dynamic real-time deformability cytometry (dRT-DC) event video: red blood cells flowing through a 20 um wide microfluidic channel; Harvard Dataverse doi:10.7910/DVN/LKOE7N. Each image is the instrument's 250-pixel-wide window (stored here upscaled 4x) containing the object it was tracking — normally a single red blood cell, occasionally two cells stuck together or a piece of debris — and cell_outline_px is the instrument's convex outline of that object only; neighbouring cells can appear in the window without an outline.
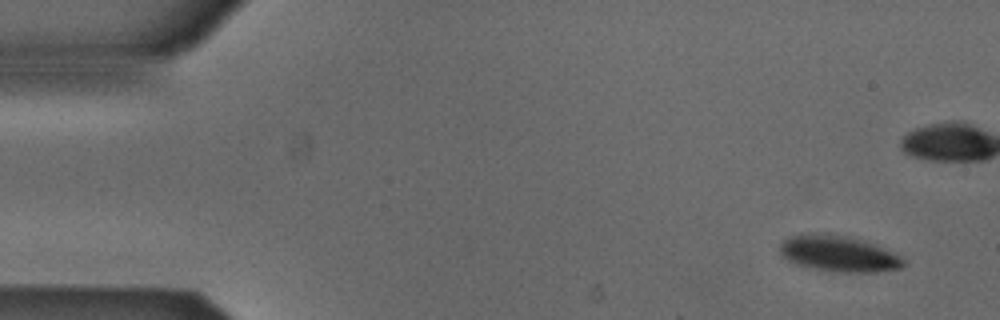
{"species": "Egyptian fruit bat (a non-hibernating species)", "species_latin": "Rousettus aegyptiacus", "temperature_condition": "cold", "stored_images_in_passage": 6, "camera_frame_rate_fps": 3000, "um_per_image_px": 0.085, "animal": {"sex": "male"}, "frame": {"image": 1, "passage_image": 1, "time_ms": 0.0, "image_size_px": [1000, 320], "cell_outline_px": [[904, 264], [900, 268], [876, 272], [832, 272], [812, 268], [796, 264], [784, 260], [780, 256], [780, 244], [788, 236], [804, 232], [828, 232], [876, 244], [900, 256], [904, 260]], "centroid_in_image_um": [71.2, 21.54], "position_along_channel_um": 13.8, "area_um2": 26.41}}
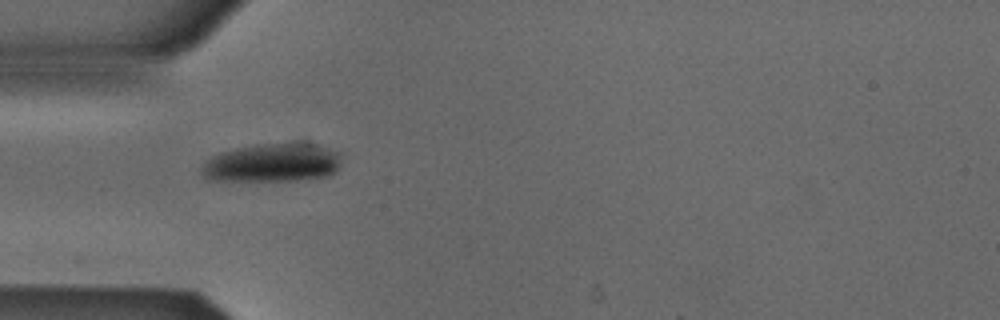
{"frame": {"image": 2, "passage_image": 5, "time_ms": 1.333, "image_size_px": [1000, 320], "cell_outline_px": [[340, 164], [336, 172], [328, 176], [308, 180], [204, 180], [200, 172], [200, 168], [204, 160], [220, 152], [256, 144], [296, 140], [316, 144], [340, 152]], "centroid_in_image_um": [23.16, 13.81], "position_along_channel_um": 61.8, "area_um2": 32.48}}
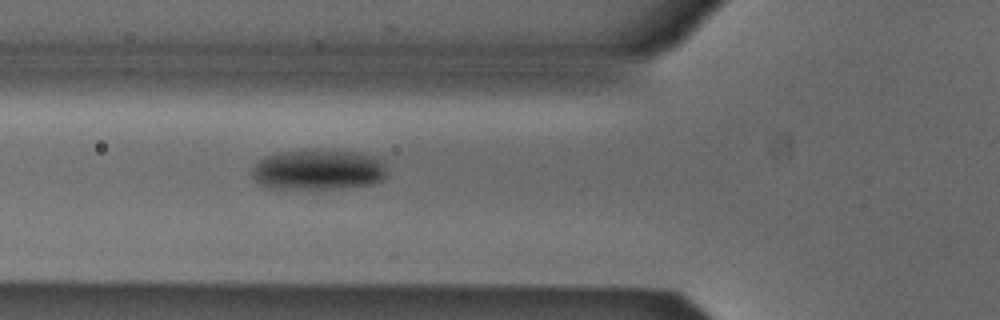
{"frame": {"image": 3, "passage_image": 6, "time_ms": 1.667, "image_size_px": [1000, 320], "cell_outline_px": [[388, 172], [380, 180], [372, 184], [344, 188], [272, 188], [260, 184], [252, 176], [252, 168], [264, 156], [280, 152], [316, 148], [360, 152], [376, 156], [384, 160]], "centroid_in_image_um": [27.1, 14.39], "position_along_channel_um": 98.7, "area_um2": 32.37}}